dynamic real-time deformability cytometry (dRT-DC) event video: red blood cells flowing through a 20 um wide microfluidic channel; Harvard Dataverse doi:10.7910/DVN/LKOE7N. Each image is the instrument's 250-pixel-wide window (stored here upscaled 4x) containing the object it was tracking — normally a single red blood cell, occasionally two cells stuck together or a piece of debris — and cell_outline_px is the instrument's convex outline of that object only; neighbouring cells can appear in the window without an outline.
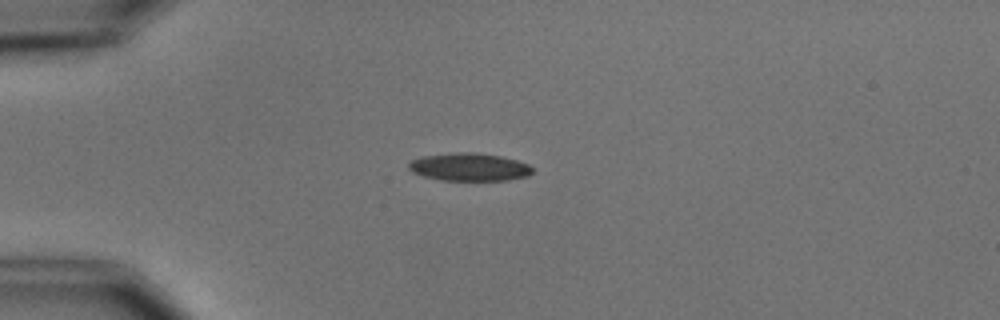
{"species": "common noctule bat (a hibernating species)", "species_latin": "Nyctalus noctula", "temperature_condition": "cold", "stored_images_in_passage": 5, "camera_frame_rate_fps": 3000, "um_per_image_px": 0.085, "animal": {"sex": "male", "body_mass_g": 15.6}, "frame": {"image": 1, "passage_image": 1, "time_ms": 0.0, "image_size_px": [1000, 320], "cell_outline_px": [[532, 172], [528, 176], [508, 180], [440, 180], [424, 176], [412, 172], [408, 168], [408, 164], [412, 160], [420, 156], [456, 152], [476, 152], [500, 156], [516, 160], [528, 164], [532, 168]], "centroid_in_image_um": [39.87, 14.19], "position_along_channel_um": 45.1, "area_um2": 20.11}}
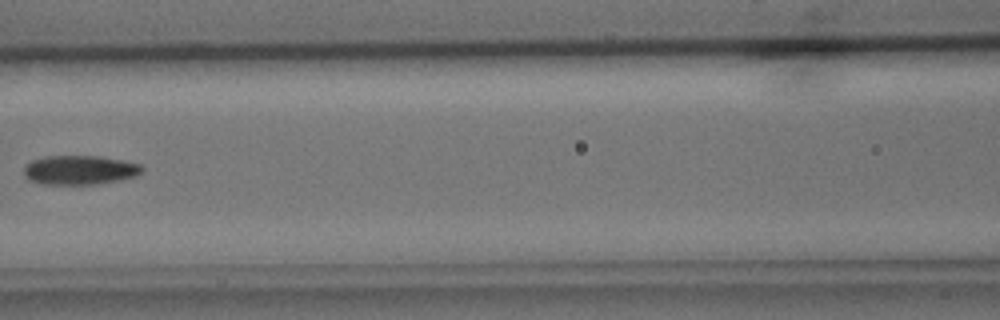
{"frame": {"image": 2, "passage_image": 4, "time_ms": 3.667, "image_size_px": [1000, 320], "cell_outline_px": [[144, 168], [136, 176], [120, 180], [92, 184], [40, 184], [28, 180], [24, 176], [24, 168], [32, 160], [44, 156], [100, 156], [140, 164]], "centroid_in_image_um": [6.74, 14.45], "position_along_channel_um": 159.9, "area_um2": 20.06}}
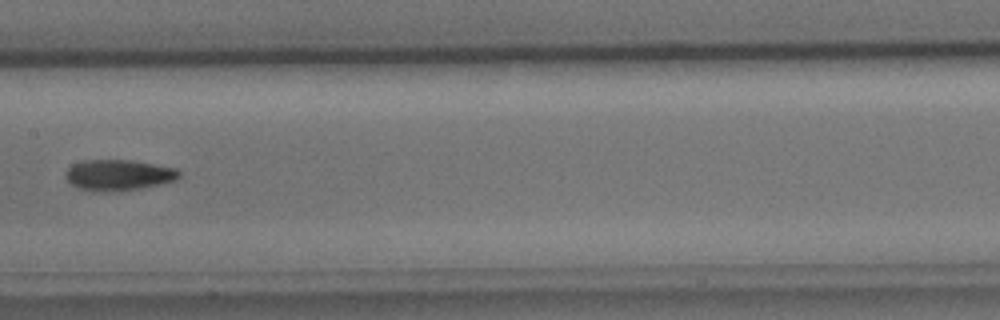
{"frame": {"image": 3, "passage_image": 5, "time_ms": 4.667, "image_size_px": [1000, 320], "cell_outline_px": [[180, 176], [176, 180], [160, 184], [140, 188], [100, 192], [76, 188], [64, 176], [68, 168], [72, 164], [84, 160], [128, 160], [176, 168], [180, 172]], "centroid_in_image_um": [10.04, 14.88], "position_along_channel_um": 197.4, "area_um2": 20.23}}